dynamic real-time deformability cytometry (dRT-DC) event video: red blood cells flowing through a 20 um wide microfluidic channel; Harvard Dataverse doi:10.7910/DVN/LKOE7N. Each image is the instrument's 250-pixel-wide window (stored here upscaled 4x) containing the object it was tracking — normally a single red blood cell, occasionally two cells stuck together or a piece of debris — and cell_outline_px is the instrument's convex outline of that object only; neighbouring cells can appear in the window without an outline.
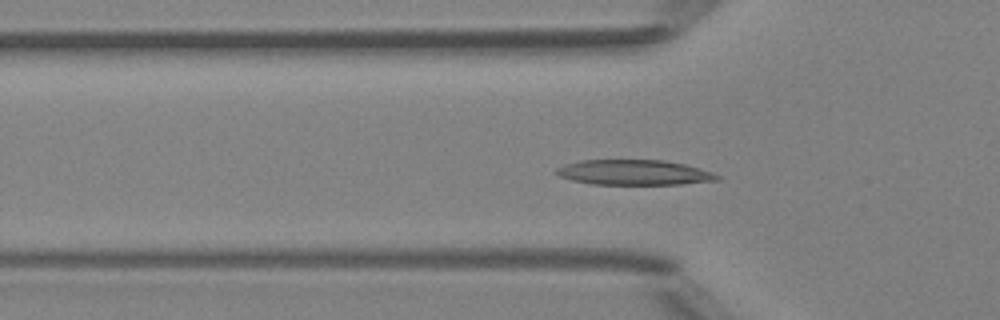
{"species": "Egyptian fruit bat (a non-hibernating species)", "species_latin": "Rousettus aegyptiacus", "temperature_condition": "room temperature", "stored_images_in_passage": 40, "camera_frame_rate_fps": 3000, "um_per_image_px": 0.085, "animal": {"sex": "female"}, "frame": {"image": 1, "passage_image": 7, "time_ms": 2.0, "image_size_px": [1000, 320], "cell_outline_px": [[720, 180], [680, 184], [592, 184], [572, 180], [560, 176], [552, 172], [556, 168], [564, 164], [580, 160], [664, 160], [684, 164], [712, 172], [720, 176]], "centroid_in_image_um": [53.86, 14.65], "position_along_channel_um": 71.9, "area_um2": 23.58}}
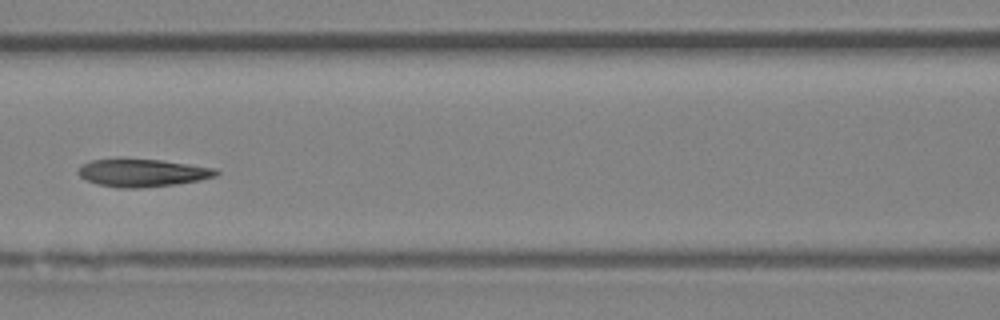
{"frame": {"image": 2, "passage_image": 13, "time_ms": 4.0, "image_size_px": [1000, 320], "cell_outline_px": [[220, 172], [216, 176], [200, 180], [176, 184], [140, 188], [116, 188], [96, 184], [80, 176], [76, 172], [80, 164], [92, 160], [120, 156], [160, 160], [216, 168]], "centroid_in_image_um": [12.04, 14.66], "position_along_channel_um": 154.6, "area_um2": 23.06}}
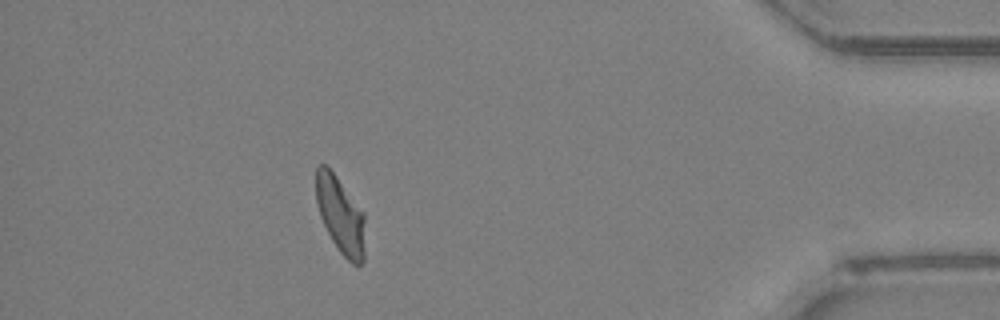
{"frame": {"image": 3, "passage_image": 35, "time_ms": 11.333, "image_size_px": [1000, 320], "cell_outline_px": [[364, 260], [360, 264], [352, 264], [340, 252], [332, 240], [320, 216], [316, 204], [316, 168], [320, 164], [324, 164], [336, 176], [364, 212]], "centroid_in_image_um": [28.94, 18.29], "position_along_channel_um": 406.3, "area_um2": 21.73}, "authors_computed_cell_mechanics": {"area_um2": 22.7154, "velocity_mm_per_s": 4.1236, "shape_relaxation_time_tau1_ms": 5.448, "shape_relaxation_time_tau2_ms": 1.9632, "deformation_change_tau1": 0.2075, "deformation_change_tau2": 0.0901}}